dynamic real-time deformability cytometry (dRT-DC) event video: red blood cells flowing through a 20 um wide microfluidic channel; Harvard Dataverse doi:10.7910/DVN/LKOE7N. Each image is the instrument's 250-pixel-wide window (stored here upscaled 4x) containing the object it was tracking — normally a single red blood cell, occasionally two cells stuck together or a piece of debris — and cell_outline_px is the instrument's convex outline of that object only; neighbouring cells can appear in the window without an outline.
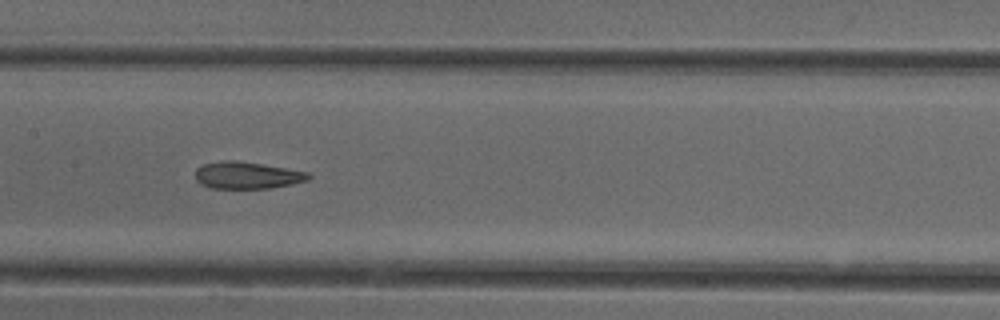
{"species": "common noctule bat (a hibernating species)", "species_latin": "Nyctalus noctula", "temperature_condition": "cold", "stored_images_in_passage": 38, "camera_frame_rate_fps": 3000, "um_per_image_px": 0.085, "animal": {"sex": "female"}, "frame": {"image": 1, "passage_image": 11, "time_ms": 3.333, "image_size_px": [1000, 320], "cell_outline_px": [[312, 176], [308, 180], [292, 184], [268, 188], [212, 188], [200, 184], [196, 180], [196, 168], [204, 164], [224, 160], [236, 160], [308, 172]], "centroid_in_image_um": [20.98, 14.9], "position_along_channel_um": 186.4, "area_um2": 17.63}, "authors_computed_cell_mechanics": {"area_um2": 18.2937, "velocity_mm_per_s": 3.9586, "shape_relaxation_time_tau1_ms": null, "shape_relaxation_time_tau2_ms": 3.4892, "deformation_change_tau1": null, "deformation_change_tau2": 0.1133}}